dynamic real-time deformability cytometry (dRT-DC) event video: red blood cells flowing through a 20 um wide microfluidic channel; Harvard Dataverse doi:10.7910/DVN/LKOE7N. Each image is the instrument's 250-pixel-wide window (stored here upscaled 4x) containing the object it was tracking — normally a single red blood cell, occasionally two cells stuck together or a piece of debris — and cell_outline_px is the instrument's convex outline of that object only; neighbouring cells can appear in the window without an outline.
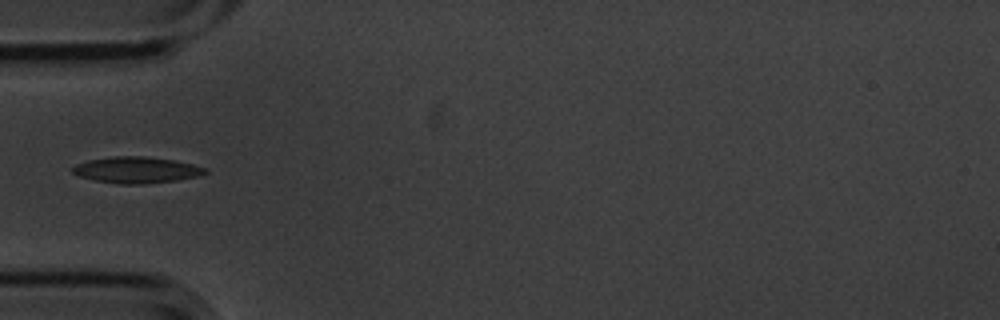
{"species": "common noctule bat (a hibernating species)", "species_latin": "Nyctalus noctula", "temperature_condition": "cold", "stored_images_in_passage": 5, "camera_frame_rate_fps": 3000, "um_per_image_px": 0.085, "animal": {"sex": "male", "body_mass_g": 20.1, "forearm_length_mm": 53.5}, "frame": {"image": 1, "passage_image": 5, "time_ms": 1.333, "image_size_px": [1000, 320], "cell_outline_px": [[208, 172], [200, 176], [176, 180], [140, 184], [116, 184], [96, 180], [80, 176], [72, 172], [72, 168], [76, 164], [88, 160], [112, 156], [144, 156], [172, 160], [192, 164], [208, 168]], "centroid_in_image_um": [11.61, 14.44], "position_along_channel_um": 73.4, "area_um2": 20.23}}